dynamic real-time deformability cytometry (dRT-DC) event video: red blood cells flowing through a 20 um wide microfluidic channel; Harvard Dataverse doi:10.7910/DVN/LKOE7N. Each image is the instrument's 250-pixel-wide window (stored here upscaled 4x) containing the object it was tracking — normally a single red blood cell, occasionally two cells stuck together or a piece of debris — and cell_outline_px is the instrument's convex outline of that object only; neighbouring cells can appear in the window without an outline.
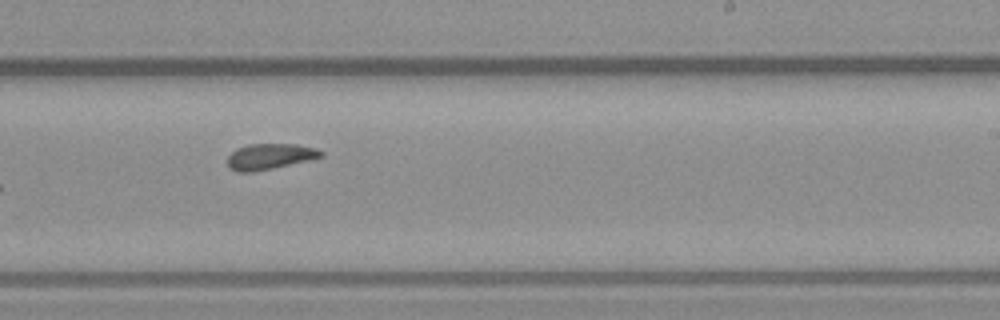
{"species": "common noctule bat (a hibernating species)", "species_latin": "Nyctalus noctula", "temperature_condition": "warm", "stored_images_in_passage": 8, "camera_frame_rate_fps": 3000, "um_per_image_px": 0.085, "animal": {"sex": "male", "body_mass_g": 23.1, "forearm_length_mm": 52.7}, "frame": {"image": 1, "passage_image": 7, "time_ms": 2.0, "image_size_px": [1000, 320], "cell_outline_px": [[324, 156], [308, 160], [272, 168], [252, 172], [236, 172], [228, 168], [228, 156], [236, 148], [248, 144], [296, 144], [316, 148], [324, 152]], "centroid_in_image_um": [22.91, 13.29], "position_along_channel_um": 266.1, "area_um2": 14.05}}
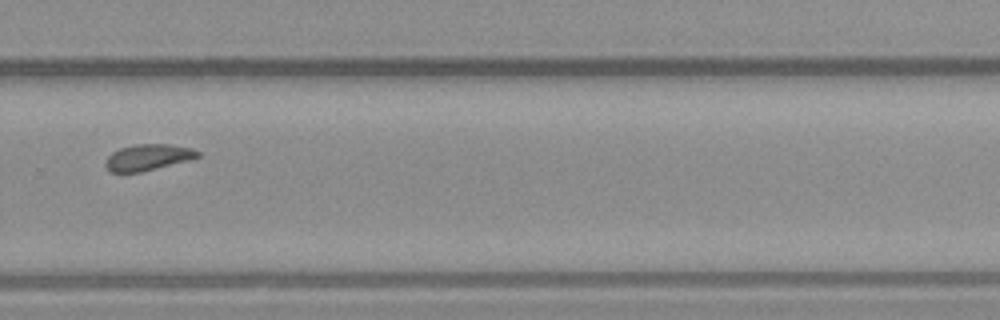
{"frame": {"image": 2, "passage_image": 8, "time_ms": 2.333, "image_size_px": [1000, 320], "cell_outline_px": [[200, 156], [188, 160], [140, 172], [108, 172], [104, 164], [108, 156], [112, 152], [120, 148], [136, 144], [168, 144], [192, 148], [200, 152]], "centroid_in_image_um": [12.54, 13.37], "position_along_channel_um": 317.3, "area_um2": 13.99}}